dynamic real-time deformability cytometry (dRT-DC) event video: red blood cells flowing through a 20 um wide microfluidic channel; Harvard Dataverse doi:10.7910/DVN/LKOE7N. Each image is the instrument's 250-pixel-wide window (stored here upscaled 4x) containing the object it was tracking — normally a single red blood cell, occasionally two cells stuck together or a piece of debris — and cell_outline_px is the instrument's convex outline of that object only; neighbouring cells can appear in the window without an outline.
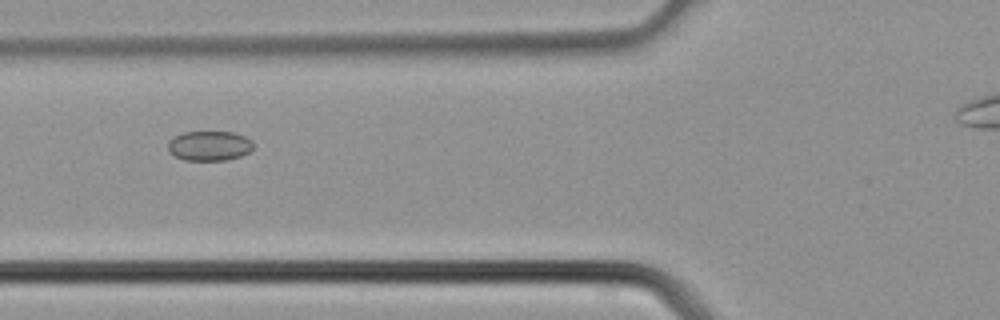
{"species": "common noctule bat (a hibernating species)", "species_latin": "Nyctalus noctula", "temperature_condition": "cold", "stored_images_in_passage": 2, "camera_frame_rate_fps": 3000, "um_per_image_px": 0.085, "animal": {"sex": "male", "body_mass_g": 21.5, "forearm_length_mm": 52.0}, "frame": {"image": 1, "passage_image": 2, "time_ms": 0.333, "image_size_px": [1000, 320], "cell_outline_px": [[252, 148], [248, 152], [240, 156], [228, 160], [184, 160], [168, 152], [168, 140], [184, 132], [232, 132], [244, 136], [252, 140]], "centroid_in_image_um": [17.78, 12.4], "position_along_channel_um": 108.0, "area_um2": 14.74}}